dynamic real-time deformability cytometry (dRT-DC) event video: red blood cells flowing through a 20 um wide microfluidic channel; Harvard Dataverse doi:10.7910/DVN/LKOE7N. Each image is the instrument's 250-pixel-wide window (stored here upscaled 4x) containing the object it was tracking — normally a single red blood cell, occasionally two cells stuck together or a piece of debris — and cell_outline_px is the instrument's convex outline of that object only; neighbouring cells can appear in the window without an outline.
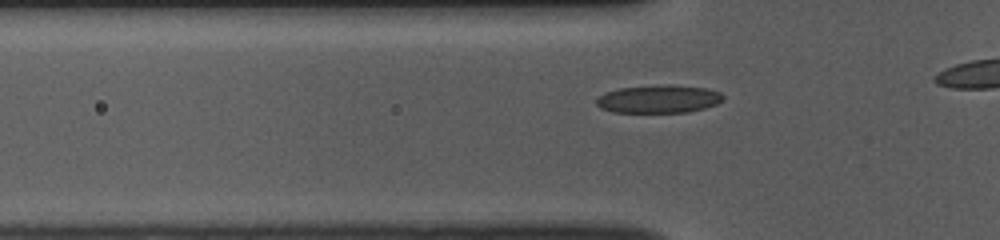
{"species": "common noctule bat (a hibernating species)", "species_latin": "Nyctalus noctula", "temperature_condition": "room temperature", "stored_images_in_passage": 11, "camera_frame_rate_fps": 3000, "um_per_image_px": 0.085, "animal": {"sex": "female", "body_mass_g": 10.0, "forearm_length_mm": 53.1}, "frame": {"image": 1, "passage_image": 5, "time_ms": 1.333, "image_size_px": [1000, 240], "cell_outline_px": [[724, 100], [716, 104], [704, 108], [688, 112], [612, 112], [600, 108], [596, 104], [596, 100], [604, 92], [620, 88], [660, 84], [672, 84], [708, 88], [720, 92], [724, 96]], "centroid_in_image_um": [56.0, 8.4], "position_along_channel_um": 69.8, "area_um2": 20.92}}
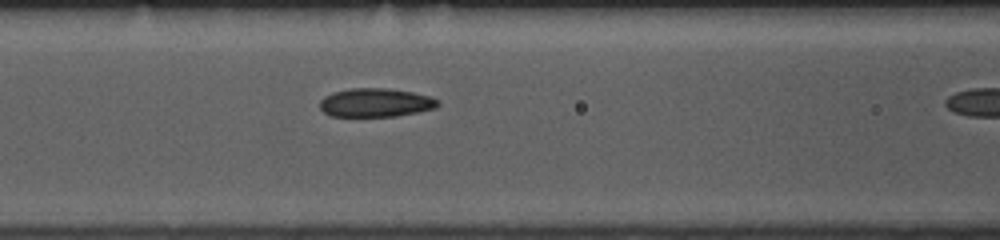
{"frame": {"image": 2, "passage_image": 10, "time_ms": 3.0, "image_size_px": [1000, 240], "cell_outline_px": [[440, 104], [436, 108], [396, 116], [328, 116], [320, 108], [320, 100], [324, 96], [332, 92], [352, 88], [388, 88], [412, 92], [432, 96], [440, 100]], "centroid_in_image_um": [31.94, 8.72], "position_along_channel_um": 134.7, "area_um2": 19.88}}